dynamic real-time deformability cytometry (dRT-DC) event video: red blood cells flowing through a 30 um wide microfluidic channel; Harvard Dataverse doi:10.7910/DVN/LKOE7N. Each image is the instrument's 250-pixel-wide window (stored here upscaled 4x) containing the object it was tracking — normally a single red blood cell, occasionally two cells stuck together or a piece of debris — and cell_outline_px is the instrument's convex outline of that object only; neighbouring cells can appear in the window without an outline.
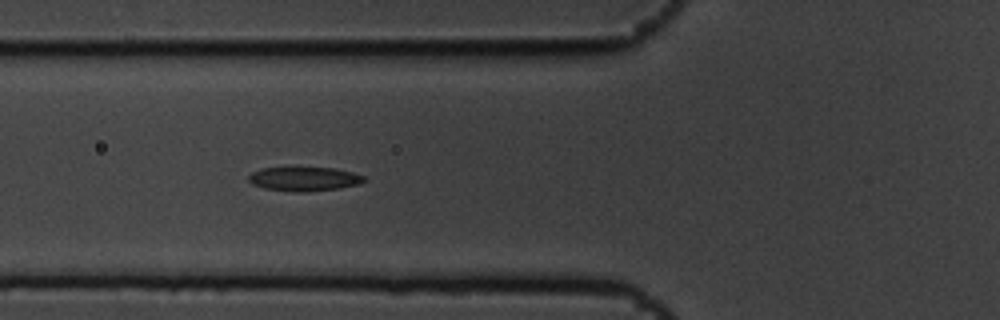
{"species": "common noctule bat (a hibernating species)", "species_latin": "Nyctalus noctula", "temperature_condition": "cold", "stored_images_in_passage": 5, "camera_frame_rate_fps": 3000, "um_per_image_px": 0.085, "animal": {"sex": "male", "body_mass_g": 19.5, "forearm_length_mm": 54.6}, "frame": {"image": 1, "passage_image": 5, "time_ms": 1.333, "image_size_px": [1000, 320], "cell_outline_px": [[368, 180], [360, 184], [340, 188], [304, 192], [292, 192], [264, 188], [252, 184], [248, 180], [248, 176], [252, 172], [260, 168], [296, 164], [336, 168], [352, 172], [364, 176]], "centroid_in_image_um": [25.83, 15.15], "position_along_channel_um": 100.0, "area_um2": 17.4}}